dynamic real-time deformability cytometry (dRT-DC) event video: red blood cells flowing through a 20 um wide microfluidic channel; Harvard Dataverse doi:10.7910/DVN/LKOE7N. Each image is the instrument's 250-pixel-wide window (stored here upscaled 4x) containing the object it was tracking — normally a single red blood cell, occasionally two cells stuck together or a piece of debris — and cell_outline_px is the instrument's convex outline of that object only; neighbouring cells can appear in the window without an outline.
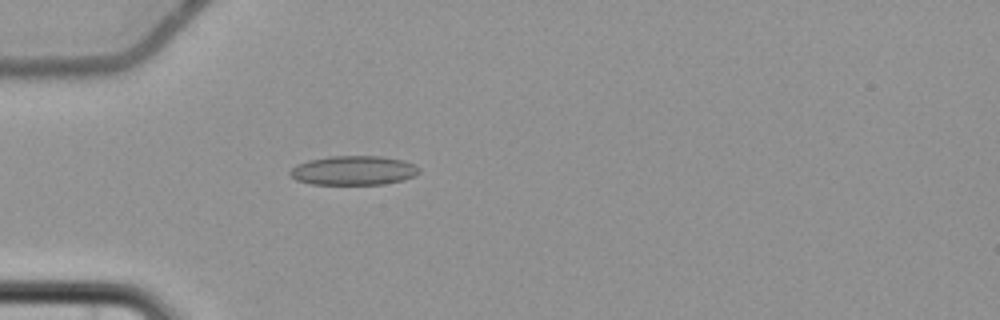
{"species": "common noctule bat (a hibernating species)", "species_latin": "Nyctalus noctula", "temperature_condition": "cold", "stored_images_in_passage": 5, "camera_frame_rate_fps": 3000, "um_per_image_px": 0.085, "animal": {"sex": "female", "body_mass_g": 22.7, "forearm_length_mm": 54.2}, "frame": {"image": 1, "passage_image": 5, "time_ms": 5.667, "image_size_px": [1000, 320], "cell_outline_px": [[420, 172], [416, 176], [404, 180], [384, 184], [312, 184], [296, 180], [288, 172], [296, 164], [308, 160], [328, 156], [380, 156], [404, 160], [416, 164], [420, 168]], "centroid_in_image_um": [30.09, 14.48], "position_along_channel_um": 54.9, "area_um2": 22.25}}